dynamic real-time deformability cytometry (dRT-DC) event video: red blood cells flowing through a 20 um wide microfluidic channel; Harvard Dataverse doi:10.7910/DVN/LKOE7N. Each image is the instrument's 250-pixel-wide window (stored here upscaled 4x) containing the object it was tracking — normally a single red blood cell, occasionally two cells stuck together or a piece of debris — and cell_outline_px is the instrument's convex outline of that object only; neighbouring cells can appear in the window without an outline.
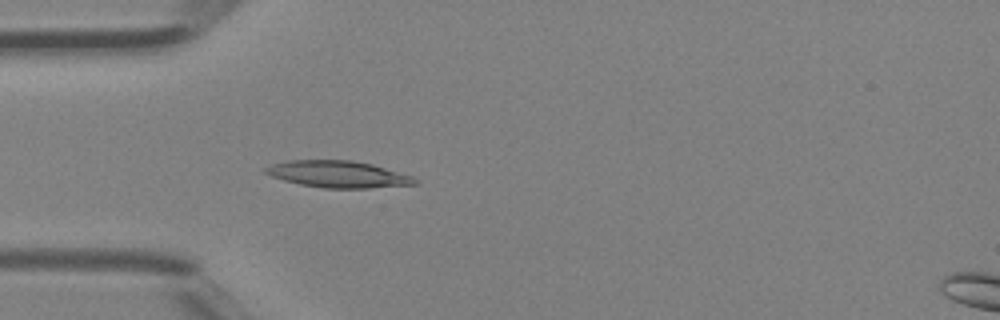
{"species": "Egyptian fruit bat (a non-hibernating species)", "species_latin": "Rousettus aegyptiacus", "temperature_condition": "room temperature", "stored_images_in_passage": 3, "camera_frame_rate_fps": 3000, "um_per_image_px": 0.085, "animal": {"sex": "female"}, "frame": {"image": 1, "passage_image": 3, "time_ms": 0.667, "image_size_px": [1000, 320], "cell_outline_px": [[420, 184], [368, 188], [324, 188], [300, 184], [284, 180], [272, 176], [264, 172], [264, 168], [272, 164], [288, 160], [352, 160], [372, 164], [412, 176], [420, 180]], "centroid_in_image_um": [28.77, 14.81], "position_along_channel_um": 56.2, "area_um2": 23.29}}